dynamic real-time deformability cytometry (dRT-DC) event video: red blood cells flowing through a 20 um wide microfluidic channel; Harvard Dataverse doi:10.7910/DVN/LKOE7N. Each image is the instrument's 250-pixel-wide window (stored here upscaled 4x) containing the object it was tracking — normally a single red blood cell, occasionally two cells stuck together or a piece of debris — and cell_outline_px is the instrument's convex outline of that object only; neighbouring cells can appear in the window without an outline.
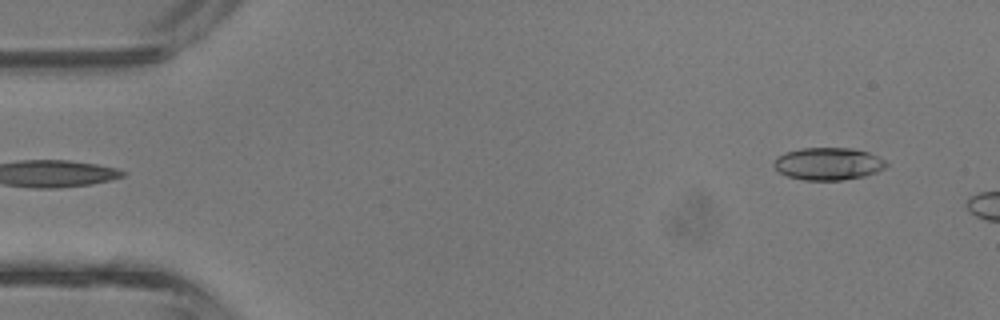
{"species": "common noctule bat (a hibernating species)", "species_latin": "Nyctalus noctula", "temperature_condition": "room temperature", "stored_images_in_passage": 4, "segment_of_instrument_passage": [2, 2], "camera_frame_rate_fps": 3000, "um_per_image_px": 0.085, "animal": {"sex": "male", "body_mass_g": 13.3}, "frame": {"image": 1, "passage_image": 4, "time_ms": 1.0, "image_size_px": [1000, 320], "cell_outline_px": [[888, 164], [884, 168], [876, 172], [864, 176], [844, 180], [804, 180], [788, 176], [780, 172], [772, 164], [776, 156], [784, 152], [800, 148], [852, 148], [868, 152], [884, 160]], "centroid_in_image_um": [70.37, 13.91], "position_along_channel_um": 14.6, "area_um2": 21.27}}